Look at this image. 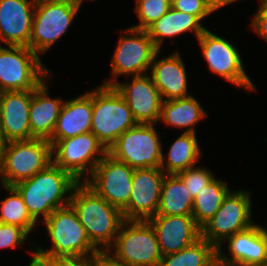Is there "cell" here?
Masks as SVG:
<instances>
[{
    "instance_id": "6da1fadb",
    "label": "cell",
    "mask_w": 267,
    "mask_h": 266,
    "mask_svg": "<svg viewBox=\"0 0 267 266\" xmlns=\"http://www.w3.org/2000/svg\"><path fill=\"white\" fill-rule=\"evenodd\" d=\"M44 223L53 244L46 250L36 247L37 254L66 266L90 263L102 254L91 243L76 211L70 204L54 210Z\"/></svg>"
},
{
    "instance_id": "7a4b0ae2",
    "label": "cell",
    "mask_w": 267,
    "mask_h": 266,
    "mask_svg": "<svg viewBox=\"0 0 267 266\" xmlns=\"http://www.w3.org/2000/svg\"><path fill=\"white\" fill-rule=\"evenodd\" d=\"M78 183L69 172L52 162L44 170L13 187L21 195L31 217L37 222L40 214L46 220L54 210L69 205L72 191Z\"/></svg>"
},
{
    "instance_id": "3957f363",
    "label": "cell",
    "mask_w": 267,
    "mask_h": 266,
    "mask_svg": "<svg viewBox=\"0 0 267 266\" xmlns=\"http://www.w3.org/2000/svg\"><path fill=\"white\" fill-rule=\"evenodd\" d=\"M70 205L76 211L91 243L99 251L106 253L125 220L122 211L98 196L84 182H79L74 187Z\"/></svg>"
},
{
    "instance_id": "277c9868",
    "label": "cell",
    "mask_w": 267,
    "mask_h": 266,
    "mask_svg": "<svg viewBox=\"0 0 267 266\" xmlns=\"http://www.w3.org/2000/svg\"><path fill=\"white\" fill-rule=\"evenodd\" d=\"M105 255L123 266H159L162 258L155 231L147 220H124Z\"/></svg>"
},
{
    "instance_id": "5b68a950",
    "label": "cell",
    "mask_w": 267,
    "mask_h": 266,
    "mask_svg": "<svg viewBox=\"0 0 267 266\" xmlns=\"http://www.w3.org/2000/svg\"><path fill=\"white\" fill-rule=\"evenodd\" d=\"M136 124L126 100L113 86L100 85L92 90L90 132L107 151L120 135Z\"/></svg>"
},
{
    "instance_id": "8992f818",
    "label": "cell",
    "mask_w": 267,
    "mask_h": 266,
    "mask_svg": "<svg viewBox=\"0 0 267 266\" xmlns=\"http://www.w3.org/2000/svg\"><path fill=\"white\" fill-rule=\"evenodd\" d=\"M51 143L44 139L9 141L0 154L3 186L29 179L52 163Z\"/></svg>"
},
{
    "instance_id": "52a82bcc",
    "label": "cell",
    "mask_w": 267,
    "mask_h": 266,
    "mask_svg": "<svg viewBox=\"0 0 267 266\" xmlns=\"http://www.w3.org/2000/svg\"><path fill=\"white\" fill-rule=\"evenodd\" d=\"M50 73L29 47L0 46V92L34 91Z\"/></svg>"
},
{
    "instance_id": "ba28073f",
    "label": "cell",
    "mask_w": 267,
    "mask_h": 266,
    "mask_svg": "<svg viewBox=\"0 0 267 266\" xmlns=\"http://www.w3.org/2000/svg\"><path fill=\"white\" fill-rule=\"evenodd\" d=\"M153 126L137 123L120 135L107 153L133 169L160 168L163 151Z\"/></svg>"
},
{
    "instance_id": "9c48e42d",
    "label": "cell",
    "mask_w": 267,
    "mask_h": 266,
    "mask_svg": "<svg viewBox=\"0 0 267 266\" xmlns=\"http://www.w3.org/2000/svg\"><path fill=\"white\" fill-rule=\"evenodd\" d=\"M79 11L70 0H36L30 49L42 54L65 34Z\"/></svg>"
},
{
    "instance_id": "30bf717a",
    "label": "cell",
    "mask_w": 267,
    "mask_h": 266,
    "mask_svg": "<svg viewBox=\"0 0 267 266\" xmlns=\"http://www.w3.org/2000/svg\"><path fill=\"white\" fill-rule=\"evenodd\" d=\"M250 191H229L219 210L201 227V237L216 248L222 241L253 226Z\"/></svg>"
},
{
    "instance_id": "8fae6325",
    "label": "cell",
    "mask_w": 267,
    "mask_h": 266,
    "mask_svg": "<svg viewBox=\"0 0 267 266\" xmlns=\"http://www.w3.org/2000/svg\"><path fill=\"white\" fill-rule=\"evenodd\" d=\"M52 162L69 172L78 182H84L107 154L105 147L91 132L57 141L52 146ZM99 155V156H96ZM86 172V173H85Z\"/></svg>"
},
{
    "instance_id": "7c38bea8",
    "label": "cell",
    "mask_w": 267,
    "mask_h": 266,
    "mask_svg": "<svg viewBox=\"0 0 267 266\" xmlns=\"http://www.w3.org/2000/svg\"><path fill=\"white\" fill-rule=\"evenodd\" d=\"M122 35L111 62L112 81L106 80L102 85L113 86L118 75H143L153 62L155 54L160 51L146 30L128 28ZM130 36H129V35Z\"/></svg>"
},
{
    "instance_id": "4fadbf2b",
    "label": "cell",
    "mask_w": 267,
    "mask_h": 266,
    "mask_svg": "<svg viewBox=\"0 0 267 266\" xmlns=\"http://www.w3.org/2000/svg\"><path fill=\"white\" fill-rule=\"evenodd\" d=\"M133 173V168L107 153L96 165L91 177H85L84 183L98 196L122 211L129 204Z\"/></svg>"
},
{
    "instance_id": "5bb4252c",
    "label": "cell",
    "mask_w": 267,
    "mask_h": 266,
    "mask_svg": "<svg viewBox=\"0 0 267 266\" xmlns=\"http://www.w3.org/2000/svg\"><path fill=\"white\" fill-rule=\"evenodd\" d=\"M202 55L209 69L234 85L248 90H256L244 71L242 59L237 49L224 38L205 30L198 38Z\"/></svg>"
},
{
    "instance_id": "9a60e30c",
    "label": "cell",
    "mask_w": 267,
    "mask_h": 266,
    "mask_svg": "<svg viewBox=\"0 0 267 266\" xmlns=\"http://www.w3.org/2000/svg\"><path fill=\"white\" fill-rule=\"evenodd\" d=\"M165 175L161 168L134 169L129 204L122 210L125 220H147L156 215Z\"/></svg>"
},
{
    "instance_id": "2e32d148",
    "label": "cell",
    "mask_w": 267,
    "mask_h": 266,
    "mask_svg": "<svg viewBox=\"0 0 267 266\" xmlns=\"http://www.w3.org/2000/svg\"><path fill=\"white\" fill-rule=\"evenodd\" d=\"M113 87L126 100L137 123L156 124L160 120L163 99L147 74L132 76L131 83L116 82Z\"/></svg>"
},
{
    "instance_id": "e0dca14e",
    "label": "cell",
    "mask_w": 267,
    "mask_h": 266,
    "mask_svg": "<svg viewBox=\"0 0 267 266\" xmlns=\"http://www.w3.org/2000/svg\"><path fill=\"white\" fill-rule=\"evenodd\" d=\"M226 240L231 257L218 247V266H267V240L259 224L254 223Z\"/></svg>"
},
{
    "instance_id": "ac0fdd59",
    "label": "cell",
    "mask_w": 267,
    "mask_h": 266,
    "mask_svg": "<svg viewBox=\"0 0 267 266\" xmlns=\"http://www.w3.org/2000/svg\"><path fill=\"white\" fill-rule=\"evenodd\" d=\"M155 231L162 256L176 253L201 238L192 215H155L147 219Z\"/></svg>"
},
{
    "instance_id": "d6986e66",
    "label": "cell",
    "mask_w": 267,
    "mask_h": 266,
    "mask_svg": "<svg viewBox=\"0 0 267 266\" xmlns=\"http://www.w3.org/2000/svg\"><path fill=\"white\" fill-rule=\"evenodd\" d=\"M36 0H0V42L30 48Z\"/></svg>"
},
{
    "instance_id": "ffe728a7",
    "label": "cell",
    "mask_w": 267,
    "mask_h": 266,
    "mask_svg": "<svg viewBox=\"0 0 267 266\" xmlns=\"http://www.w3.org/2000/svg\"><path fill=\"white\" fill-rule=\"evenodd\" d=\"M33 91L0 92V126L7 142L30 140L29 109Z\"/></svg>"
},
{
    "instance_id": "44dd1931",
    "label": "cell",
    "mask_w": 267,
    "mask_h": 266,
    "mask_svg": "<svg viewBox=\"0 0 267 266\" xmlns=\"http://www.w3.org/2000/svg\"><path fill=\"white\" fill-rule=\"evenodd\" d=\"M92 91L63 103L49 142L75 137L91 131Z\"/></svg>"
},
{
    "instance_id": "7402d4cb",
    "label": "cell",
    "mask_w": 267,
    "mask_h": 266,
    "mask_svg": "<svg viewBox=\"0 0 267 266\" xmlns=\"http://www.w3.org/2000/svg\"><path fill=\"white\" fill-rule=\"evenodd\" d=\"M158 54L159 51L150 66L152 70L150 77L163 101L190 96L187 93V72L179 53L175 52L160 60L157 59Z\"/></svg>"
},
{
    "instance_id": "603a6c76",
    "label": "cell",
    "mask_w": 267,
    "mask_h": 266,
    "mask_svg": "<svg viewBox=\"0 0 267 266\" xmlns=\"http://www.w3.org/2000/svg\"><path fill=\"white\" fill-rule=\"evenodd\" d=\"M44 80L34 91L30 102L29 121L30 139H44L52 137L57 119L64 100L50 98L48 86Z\"/></svg>"
},
{
    "instance_id": "cb8c5ba5",
    "label": "cell",
    "mask_w": 267,
    "mask_h": 266,
    "mask_svg": "<svg viewBox=\"0 0 267 266\" xmlns=\"http://www.w3.org/2000/svg\"><path fill=\"white\" fill-rule=\"evenodd\" d=\"M200 22L196 16L171 7L160 19L149 26L146 32L160 50L165 37L172 38L187 31H194L198 39L206 30Z\"/></svg>"
},
{
    "instance_id": "d4e9b609",
    "label": "cell",
    "mask_w": 267,
    "mask_h": 266,
    "mask_svg": "<svg viewBox=\"0 0 267 266\" xmlns=\"http://www.w3.org/2000/svg\"><path fill=\"white\" fill-rule=\"evenodd\" d=\"M194 198L177 174H166L156 215H192Z\"/></svg>"
},
{
    "instance_id": "484cf974",
    "label": "cell",
    "mask_w": 267,
    "mask_h": 266,
    "mask_svg": "<svg viewBox=\"0 0 267 266\" xmlns=\"http://www.w3.org/2000/svg\"><path fill=\"white\" fill-rule=\"evenodd\" d=\"M204 109L192 96L164 100L161 106L160 119L171 126L187 128L184 132L196 133L194 125L206 117Z\"/></svg>"
},
{
    "instance_id": "4316f807",
    "label": "cell",
    "mask_w": 267,
    "mask_h": 266,
    "mask_svg": "<svg viewBox=\"0 0 267 266\" xmlns=\"http://www.w3.org/2000/svg\"><path fill=\"white\" fill-rule=\"evenodd\" d=\"M196 133L183 132L170 146L167 162L162 155L160 168L166 174H177L195 166L202 156L199 149Z\"/></svg>"
},
{
    "instance_id": "83f0119b",
    "label": "cell",
    "mask_w": 267,
    "mask_h": 266,
    "mask_svg": "<svg viewBox=\"0 0 267 266\" xmlns=\"http://www.w3.org/2000/svg\"><path fill=\"white\" fill-rule=\"evenodd\" d=\"M159 266H218L217 248L201 237L176 253L162 256Z\"/></svg>"
},
{
    "instance_id": "f1b7e54d",
    "label": "cell",
    "mask_w": 267,
    "mask_h": 266,
    "mask_svg": "<svg viewBox=\"0 0 267 266\" xmlns=\"http://www.w3.org/2000/svg\"><path fill=\"white\" fill-rule=\"evenodd\" d=\"M230 189L222 180L214 178L193 200L192 216L202 227L219 210Z\"/></svg>"
},
{
    "instance_id": "f546056e",
    "label": "cell",
    "mask_w": 267,
    "mask_h": 266,
    "mask_svg": "<svg viewBox=\"0 0 267 266\" xmlns=\"http://www.w3.org/2000/svg\"><path fill=\"white\" fill-rule=\"evenodd\" d=\"M3 187L11 194L1 202L0 223L18 226L29 235L36 221L29 214L18 191L13 186Z\"/></svg>"
},
{
    "instance_id": "4dcf8cb0",
    "label": "cell",
    "mask_w": 267,
    "mask_h": 266,
    "mask_svg": "<svg viewBox=\"0 0 267 266\" xmlns=\"http://www.w3.org/2000/svg\"><path fill=\"white\" fill-rule=\"evenodd\" d=\"M170 8L171 3L167 0H136L135 12L137 13L139 24L131 28L146 30Z\"/></svg>"
},
{
    "instance_id": "1f68e13d",
    "label": "cell",
    "mask_w": 267,
    "mask_h": 266,
    "mask_svg": "<svg viewBox=\"0 0 267 266\" xmlns=\"http://www.w3.org/2000/svg\"><path fill=\"white\" fill-rule=\"evenodd\" d=\"M177 175L182 179L193 198L215 178V175L208 169L194 166L178 172Z\"/></svg>"
},
{
    "instance_id": "d6a6232c",
    "label": "cell",
    "mask_w": 267,
    "mask_h": 266,
    "mask_svg": "<svg viewBox=\"0 0 267 266\" xmlns=\"http://www.w3.org/2000/svg\"><path fill=\"white\" fill-rule=\"evenodd\" d=\"M171 7L186 14H192L200 21L220 9L215 0H173Z\"/></svg>"
},
{
    "instance_id": "836d02e7",
    "label": "cell",
    "mask_w": 267,
    "mask_h": 266,
    "mask_svg": "<svg viewBox=\"0 0 267 266\" xmlns=\"http://www.w3.org/2000/svg\"><path fill=\"white\" fill-rule=\"evenodd\" d=\"M28 237V234L20 227L0 223V249L17 248L22 245Z\"/></svg>"
},
{
    "instance_id": "e575fe53",
    "label": "cell",
    "mask_w": 267,
    "mask_h": 266,
    "mask_svg": "<svg viewBox=\"0 0 267 266\" xmlns=\"http://www.w3.org/2000/svg\"><path fill=\"white\" fill-rule=\"evenodd\" d=\"M260 7L252 19L251 26L260 37L267 41V0H261Z\"/></svg>"
},
{
    "instance_id": "d590c367",
    "label": "cell",
    "mask_w": 267,
    "mask_h": 266,
    "mask_svg": "<svg viewBox=\"0 0 267 266\" xmlns=\"http://www.w3.org/2000/svg\"><path fill=\"white\" fill-rule=\"evenodd\" d=\"M32 255L31 262L28 266H66L59 261L51 260L50 258L41 256L35 251L32 252Z\"/></svg>"
},
{
    "instance_id": "8d00e7d4",
    "label": "cell",
    "mask_w": 267,
    "mask_h": 266,
    "mask_svg": "<svg viewBox=\"0 0 267 266\" xmlns=\"http://www.w3.org/2000/svg\"><path fill=\"white\" fill-rule=\"evenodd\" d=\"M93 266H123L116 264L113 262L109 257L102 253L101 255L97 256L92 262H90Z\"/></svg>"
},
{
    "instance_id": "74e56055",
    "label": "cell",
    "mask_w": 267,
    "mask_h": 266,
    "mask_svg": "<svg viewBox=\"0 0 267 266\" xmlns=\"http://www.w3.org/2000/svg\"><path fill=\"white\" fill-rule=\"evenodd\" d=\"M234 1L236 2V1H238V0H215L217 6H218L219 8H222V7H224V6H226V5L230 4V3H232V2H234ZM260 2H261V0H260Z\"/></svg>"
},
{
    "instance_id": "f35d334b",
    "label": "cell",
    "mask_w": 267,
    "mask_h": 266,
    "mask_svg": "<svg viewBox=\"0 0 267 266\" xmlns=\"http://www.w3.org/2000/svg\"><path fill=\"white\" fill-rule=\"evenodd\" d=\"M7 141L5 140L4 136H3V132L0 126V154L2 152V150L4 149V147L6 146Z\"/></svg>"
},
{
    "instance_id": "ab89813d",
    "label": "cell",
    "mask_w": 267,
    "mask_h": 266,
    "mask_svg": "<svg viewBox=\"0 0 267 266\" xmlns=\"http://www.w3.org/2000/svg\"><path fill=\"white\" fill-rule=\"evenodd\" d=\"M74 5L78 6L80 8L83 0H70ZM93 1V0H92Z\"/></svg>"
},
{
    "instance_id": "60d3db41",
    "label": "cell",
    "mask_w": 267,
    "mask_h": 266,
    "mask_svg": "<svg viewBox=\"0 0 267 266\" xmlns=\"http://www.w3.org/2000/svg\"><path fill=\"white\" fill-rule=\"evenodd\" d=\"M262 230H263V233H264V235H265V237H266V240H267V229L264 228V227H262Z\"/></svg>"
},
{
    "instance_id": "b9f144b4",
    "label": "cell",
    "mask_w": 267,
    "mask_h": 266,
    "mask_svg": "<svg viewBox=\"0 0 267 266\" xmlns=\"http://www.w3.org/2000/svg\"><path fill=\"white\" fill-rule=\"evenodd\" d=\"M82 266H93L91 263H83Z\"/></svg>"
},
{
    "instance_id": "7bdbcfd3",
    "label": "cell",
    "mask_w": 267,
    "mask_h": 266,
    "mask_svg": "<svg viewBox=\"0 0 267 266\" xmlns=\"http://www.w3.org/2000/svg\"><path fill=\"white\" fill-rule=\"evenodd\" d=\"M69 266H82V264H75V265H69Z\"/></svg>"
}]
</instances>
